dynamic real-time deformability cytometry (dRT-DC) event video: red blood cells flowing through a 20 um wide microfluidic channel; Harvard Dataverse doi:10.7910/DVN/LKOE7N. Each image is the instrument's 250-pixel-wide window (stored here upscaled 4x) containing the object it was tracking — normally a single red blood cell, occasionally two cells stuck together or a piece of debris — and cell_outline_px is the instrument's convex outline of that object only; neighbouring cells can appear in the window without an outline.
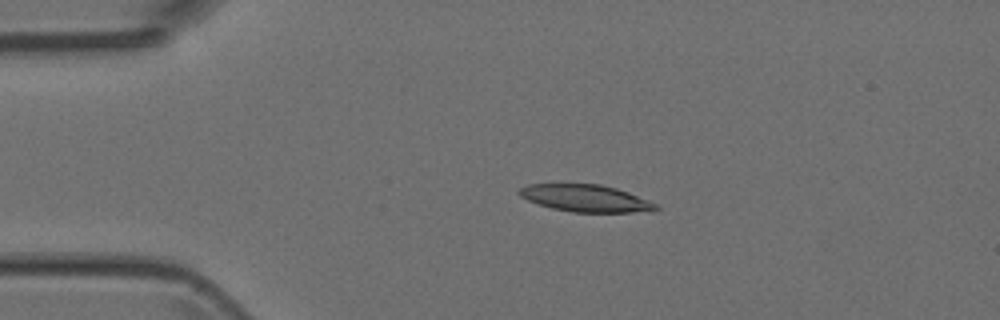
{"species": "Egyptian fruit bat (a non-hibernating species)", "species_latin": "Rousettus aegyptiacus", "temperature_condition": "room temperature", "stored_images_in_passage": 5, "camera_frame_rate_fps": 3000, "um_per_image_px": 0.085, "animal": {"sex": "female"}, "frame": {"image": 1, "passage_image": 3, "time_ms": 3.333, "image_size_px": [1000, 320], "cell_outline_px": [[660, 208], [652, 212], [572, 212], [552, 208], [528, 200], [520, 196], [516, 192], [520, 188], [528, 184], [600, 184], [616, 188], [628, 192], [660, 204]], "centroid_in_image_um": [49.85, 16.86], "position_along_channel_um": 35.2, "area_um2": 21.73}}